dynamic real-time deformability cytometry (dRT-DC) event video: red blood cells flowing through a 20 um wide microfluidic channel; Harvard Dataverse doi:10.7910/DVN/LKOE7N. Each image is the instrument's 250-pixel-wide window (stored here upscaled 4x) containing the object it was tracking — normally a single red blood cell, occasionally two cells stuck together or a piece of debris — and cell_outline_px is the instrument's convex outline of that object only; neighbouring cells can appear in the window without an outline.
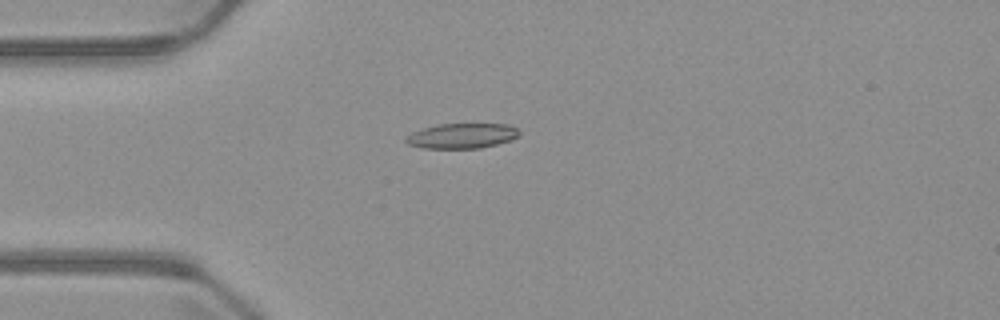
{"species": "common noctule bat (a hibernating species)", "species_latin": "Nyctalus noctula", "temperature_condition": "warm", "stored_images_in_passage": 5, "camera_frame_rate_fps": 3000, "um_per_image_px": 0.085, "animal": {"sex": "male", "body_mass_g": 23.1, "forearm_length_mm": 52.7}, "frame": {"image": 1, "passage_image": 4, "time_ms": 3.667, "image_size_px": [1000, 320], "cell_outline_px": [[520, 136], [496, 144], [480, 148], [424, 148], [408, 144], [404, 140], [412, 132], [424, 128], [440, 124], [508, 124], [516, 128], [520, 132]], "centroid_in_image_um": [39.27, 11.54], "position_along_channel_um": 45.7, "area_um2": 16.36}}